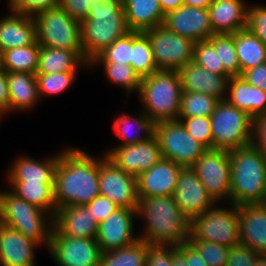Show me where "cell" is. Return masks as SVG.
<instances>
[{"label":"cell","instance_id":"cell-1","mask_svg":"<svg viewBox=\"0 0 266 266\" xmlns=\"http://www.w3.org/2000/svg\"><path fill=\"white\" fill-rule=\"evenodd\" d=\"M98 195L99 158L71 146L59 152L54 180L56 209L86 205Z\"/></svg>","mask_w":266,"mask_h":266},{"label":"cell","instance_id":"cell-2","mask_svg":"<svg viewBox=\"0 0 266 266\" xmlns=\"http://www.w3.org/2000/svg\"><path fill=\"white\" fill-rule=\"evenodd\" d=\"M136 212L145 220L139 238L150 246L178 247L188 243L190 220L181 212L174 196L139 198Z\"/></svg>","mask_w":266,"mask_h":266},{"label":"cell","instance_id":"cell-3","mask_svg":"<svg viewBox=\"0 0 266 266\" xmlns=\"http://www.w3.org/2000/svg\"><path fill=\"white\" fill-rule=\"evenodd\" d=\"M129 31L122 0H93L87 18L81 22L84 61L89 65Z\"/></svg>","mask_w":266,"mask_h":266},{"label":"cell","instance_id":"cell-4","mask_svg":"<svg viewBox=\"0 0 266 266\" xmlns=\"http://www.w3.org/2000/svg\"><path fill=\"white\" fill-rule=\"evenodd\" d=\"M230 204L266 203V158L252 144L229 150Z\"/></svg>","mask_w":266,"mask_h":266},{"label":"cell","instance_id":"cell-5","mask_svg":"<svg viewBox=\"0 0 266 266\" xmlns=\"http://www.w3.org/2000/svg\"><path fill=\"white\" fill-rule=\"evenodd\" d=\"M182 94L178 71L158 70L141 79L138 97L142 110L155 124L178 120Z\"/></svg>","mask_w":266,"mask_h":266},{"label":"cell","instance_id":"cell-6","mask_svg":"<svg viewBox=\"0 0 266 266\" xmlns=\"http://www.w3.org/2000/svg\"><path fill=\"white\" fill-rule=\"evenodd\" d=\"M0 223L21 232L47 249L54 229V216L36 205L18 198L10 190H2Z\"/></svg>","mask_w":266,"mask_h":266},{"label":"cell","instance_id":"cell-7","mask_svg":"<svg viewBox=\"0 0 266 266\" xmlns=\"http://www.w3.org/2000/svg\"><path fill=\"white\" fill-rule=\"evenodd\" d=\"M34 19L40 46L75 51L84 60L80 21L73 19L60 6L39 12Z\"/></svg>","mask_w":266,"mask_h":266},{"label":"cell","instance_id":"cell-8","mask_svg":"<svg viewBox=\"0 0 266 266\" xmlns=\"http://www.w3.org/2000/svg\"><path fill=\"white\" fill-rule=\"evenodd\" d=\"M213 149L231 150L251 144L253 118L226 100L210 116Z\"/></svg>","mask_w":266,"mask_h":266},{"label":"cell","instance_id":"cell-9","mask_svg":"<svg viewBox=\"0 0 266 266\" xmlns=\"http://www.w3.org/2000/svg\"><path fill=\"white\" fill-rule=\"evenodd\" d=\"M229 206L220 208L214 205L193 217L189 240H205L230 248L239 244L238 206Z\"/></svg>","mask_w":266,"mask_h":266},{"label":"cell","instance_id":"cell-10","mask_svg":"<svg viewBox=\"0 0 266 266\" xmlns=\"http://www.w3.org/2000/svg\"><path fill=\"white\" fill-rule=\"evenodd\" d=\"M162 157L182 167H192L208 150L195 140L179 120L155 124V134Z\"/></svg>","mask_w":266,"mask_h":266},{"label":"cell","instance_id":"cell-11","mask_svg":"<svg viewBox=\"0 0 266 266\" xmlns=\"http://www.w3.org/2000/svg\"><path fill=\"white\" fill-rule=\"evenodd\" d=\"M151 44L158 70L178 71L193 61L195 41L160 25L144 32Z\"/></svg>","mask_w":266,"mask_h":266},{"label":"cell","instance_id":"cell-12","mask_svg":"<svg viewBox=\"0 0 266 266\" xmlns=\"http://www.w3.org/2000/svg\"><path fill=\"white\" fill-rule=\"evenodd\" d=\"M192 168L217 204L223 198L230 204L231 161L229 150L208 149Z\"/></svg>","mask_w":266,"mask_h":266},{"label":"cell","instance_id":"cell-13","mask_svg":"<svg viewBox=\"0 0 266 266\" xmlns=\"http://www.w3.org/2000/svg\"><path fill=\"white\" fill-rule=\"evenodd\" d=\"M99 189L100 195L109 198L118 207L137 210V177L125 173L104 153L99 158Z\"/></svg>","mask_w":266,"mask_h":266},{"label":"cell","instance_id":"cell-14","mask_svg":"<svg viewBox=\"0 0 266 266\" xmlns=\"http://www.w3.org/2000/svg\"><path fill=\"white\" fill-rule=\"evenodd\" d=\"M48 252L58 266H100L102 253L96 239L63 236L55 229Z\"/></svg>","mask_w":266,"mask_h":266},{"label":"cell","instance_id":"cell-15","mask_svg":"<svg viewBox=\"0 0 266 266\" xmlns=\"http://www.w3.org/2000/svg\"><path fill=\"white\" fill-rule=\"evenodd\" d=\"M104 154L125 173L136 177L150 169L162 158L159 142L155 135L136 144L114 146Z\"/></svg>","mask_w":266,"mask_h":266},{"label":"cell","instance_id":"cell-16","mask_svg":"<svg viewBox=\"0 0 266 266\" xmlns=\"http://www.w3.org/2000/svg\"><path fill=\"white\" fill-rule=\"evenodd\" d=\"M137 212L134 209L118 208L98 225L96 241L102 252L120 249L139 240L134 235Z\"/></svg>","mask_w":266,"mask_h":266},{"label":"cell","instance_id":"cell-17","mask_svg":"<svg viewBox=\"0 0 266 266\" xmlns=\"http://www.w3.org/2000/svg\"><path fill=\"white\" fill-rule=\"evenodd\" d=\"M173 196L181 212L189 220L217 204L192 167H182Z\"/></svg>","mask_w":266,"mask_h":266},{"label":"cell","instance_id":"cell-18","mask_svg":"<svg viewBox=\"0 0 266 266\" xmlns=\"http://www.w3.org/2000/svg\"><path fill=\"white\" fill-rule=\"evenodd\" d=\"M164 26L195 42L208 40L214 33L208 9L182 5L165 15Z\"/></svg>","mask_w":266,"mask_h":266},{"label":"cell","instance_id":"cell-19","mask_svg":"<svg viewBox=\"0 0 266 266\" xmlns=\"http://www.w3.org/2000/svg\"><path fill=\"white\" fill-rule=\"evenodd\" d=\"M182 166L161 158L137 177L138 197L173 196Z\"/></svg>","mask_w":266,"mask_h":266},{"label":"cell","instance_id":"cell-20","mask_svg":"<svg viewBox=\"0 0 266 266\" xmlns=\"http://www.w3.org/2000/svg\"><path fill=\"white\" fill-rule=\"evenodd\" d=\"M239 242L266 254V203L238 205Z\"/></svg>","mask_w":266,"mask_h":266},{"label":"cell","instance_id":"cell-21","mask_svg":"<svg viewBox=\"0 0 266 266\" xmlns=\"http://www.w3.org/2000/svg\"><path fill=\"white\" fill-rule=\"evenodd\" d=\"M182 92L204 93L219 101L225 100L231 76L217 75L195 62H189L178 70Z\"/></svg>","mask_w":266,"mask_h":266},{"label":"cell","instance_id":"cell-22","mask_svg":"<svg viewBox=\"0 0 266 266\" xmlns=\"http://www.w3.org/2000/svg\"><path fill=\"white\" fill-rule=\"evenodd\" d=\"M38 246L21 232L0 223V266H36Z\"/></svg>","mask_w":266,"mask_h":266},{"label":"cell","instance_id":"cell-23","mask_svg":"<svg viewBox=\"0 0 266 266\" xmlns=\"http://www.w3.org/2000/svg\"><path fill=\"white\" fill-rule=\"evenodd\" d=\"M98 223L86 205L67 206L57 209L54 229L63 236L96 239Z\"/></svg>","mask_w":266,"mask_h":266},{"label":"cell","instance_id":"cell-24","mask_svg":"<svg viewBox=\"0 0 266 266\" xmlns=\"http://www.w3.org/2000/svg\"><path fill=\"white\" fill-rule=\"evenodd\" d=\"M59 153L43 161L29 156H19L8 168V182L54 183Z\"/></svg>","mask_w":266,"mask_h":266},{"label":"cell","instance_id":"cell-25","mask_svg":"<svg viewBox=\"0 0 266 266\" xmlns=\"http://www.w3.org/2000/svg\"><path fill=\"white\" fill-rule=\"evenodd\" d=\"M248 3L245 0H213L208 7L214 34H234L245 29Z\"/></svg>","mask_w":266,"mask_h":266},{"label":"cell","instance_id":"cell-26","mask_svg":"<svg viewBox=\"0 0 266 266\" xmlns=\"http://www.w3.org/2000/svg\"><path fill=\"white\" fill-rule=\"evenodd\" d=\"M9 11L0 19V54L11 48L31 45L37 40L34 16Z\"/></svg>","mask_w":266,"mask_h":266},{"label":"cell","instance_id":"cell-27","mask_svg":"<svg viewBox=\"0 0 266 266\" xmlns=\"http://www.w3.org/2000/svg\"><path fill=\"white\" fill-rule=\"evenodd\" d=\"M225 100L253 119L266 114V92L253 87L242 76H231Z\"/></svg>","mask_w":266,"mask_h":266},{"label":"cell","instance_id":"cell-28","mask_svg":"<svg viewBox=\"0 0 266 266\" xmlns=\"http://www.w3.org/2000/svg\"><path fill=\"white\" fill-rule=\"evenodd\" d=\"M9 89V112L29 111L39 104L40 97L36 74L7 72Z\"/></svg>","mask_w":266,"mask_h":266},{"label":"cell","instance_id":"cell-29","mask_svg":"<svg viewBox=\"0 0 266 266\" xmlns=\"http://www.w3.org/2000/svg\"><path fill=\"white\" fill-rule=\"evenodd\" d=\"M130 31L145 32L164 25L165 14L159 0H122Z\"/></svg>","mask_w":266,"mask_h":266},{"label":"cell","instance_id":"cell-30","mask_svg":"<svg viewBox=\"0 0 266 266\" xmlns=\"http://www.w3.org/2000/svg\"><path fill=\"white\" fill-rule=\"evenodd\" d=\"M87 66L89 65L75 51L40 46L36 74L78 72L79 68Z\"/></svg>","mask_w":266,"mask_h":266},{"label":"cell","instance_id":"cell-31","mask_svg":"<svg viewBox=\"0 0 266 266\" xmlns=\"http://www.w3.org/2000/svg\"><path fill=\"white\" fill-rule=\"evenodd\" d=\"M141 113L136 114V116H130L125 113L114 119L113 129L115 135L119 136L123 141L117 146L136 144L154 136L155 123L143 111ZM133 127L136 130H133Z\"/></svg>","mask_w":266,"mask_h":266},{"label":"cell","instance_id":"cell-32","mask_svg":"<svg viewBox=\"0 0 266 266\" xmlns=\"http://www.w3.org/2000/svg\"><path fill=\"white\" fill-rule=\"evenodd\" d=\"M240 76L251 68L266 63L265 44L247 28L234 33Z\"/></svg>","mask_w":266,"mask_h":266},{"label":"cell","instance_id":"cell-33","mask_svg":"<svg viewBox=\"0 0 266 266\" xmlns=\"http://www.w3.org/2000/svg\"><path fill=\"white\" fill-rule=\"evenodd\" d=\"M9 190L23 199L55 216L54 183L7 182ZM11 186V187H10Z\"/></svg>","mask_w":266,"mask_h":266},{"label":"cell","instance_id":"cell-34","mask_svg":"<svg viewBox=\"0 0 266 266\" xmlns=\"http://www.w3.org/2000/svg\"><path fill=\"white\" fill-rule=\"evenodd\" d=\"M40 45L37 40L22 47L8 49L1 53L0 66L6 72L37 73Z\"/></svg>","mask_w":266,"mask_h":266},{"label":"cell","instance_id":"cell-35","mask_svg":"<svg viewBox=\"0 0 266 266\" xmlns=\"http://www.w3.org/2000/svg\"><path fill=\"white\" fill-rule=\"evenodd\" d=\"M149 246L139 239L126 247L102 252L100 266H145Z\"/></svg>","mask_w":266,"mask_h":266},{"label":"cell","instance_id":"cell-36","mask_svg":"<svg viewBox=\"0 0 266 266\" xmlns=\"http://www.w3.org/2000/svg\"><path fill=\"white\" fill-rule=\"evenodd\" d=\"M130 66L143 79L158 71L152 47L144 32L132 31V59Z\"/></svg>","mask_w":266,"mask_h":266},{"label":"cell","instance_id":"cell-37","mask_svg":"<svg viewBox=\"0 0 266 266\" xmlns=\"http://www.w3.org/2000/svg\"><path fill=\"white\" fill-rule=\"evenodd\" d=\"M95 65H101L108 81L124 89L127 93L126 96L129 97L132 91L136 94L138 93L141 84V78L130 65L121 63H89L88 67L91 68L92 66L94 68Z\"/></svg>","mask_w":266,"mask_h":266},{"label":"cell","instance_id":"cell-38","mask_svg":"<svg viewBox=\"0 0 266 266\" xmlns=\"http://www.w3.org/2000/svg\"><path fill=\"white\" fill-rule=\"evenodd\" d=\"M218 99L196 92H182L179 117H210Z\"/></svg>","mask_w":266,"mask_h":266},{"label":"cell","instance_id":"cell-39","mask_svg":"<svg viewBox=\"0 0 266 266\" xmlns=\"http://www.w3.org/2000/svg\"><path fill=\"white\" fill-rule=\"evenodd\" d=\"M219 52L220 64L231 76H240L234 34H213L208 39Z\"/></svg>","mask_w":266,"mask_h":266},{"label":"cell","instance_id":"cell-40","mask_svg":"<svg viewBox=\"0 0 266 266\" xmlns=\"http://www.w3.org/2000/svg\"><path fill=\"white\" fill-rule=\"evenodd\" d=\"M132 59V31L114 41L89 63H118L130 65Z\"/></svg>","mask_w":266,"mask_h":266},{"label":"cell","instance_id":"cell-41","mask_svg":"<svg viewBox=\"0 0 266 266\" xmlns=\"http://www.w3.org/2000/svg\"><path fill=\"white\" fill-rule=\"evenodd\" d=\"M77 72H55L53 74H36L40 99L46 95L64 93L77 78Z\"/></svg>","mask_w":266,"mask_h":266},{"label":"cell","instance_id":"cell-42","mask_svg":"<svg viewBox=\"0 0 266 266\" xmlns=\"http://www.w3.org/2000/svg\"><path fill=\"white\" fill-rule=\"evenodd\" d=\"M193 62L214 74L231 76L220 64L219 52L209 40L195 43Z\"/></svg>","mask_w":266,"mask_h":266},{"label":"cell","instance_id":"cell-43","mask_svg":"<svg viewBox=\"0 0 266 266\" xmlns=\"http://www.w3.org/2000/svg\"><path fill=\"white\" fill-rule=\"evenodd\" d=\"M208 266H226L230 247L205 240H188Z\"/></svg>","mask_w":266,"mask_h":266},{"label":"cell","instance_id":"cell-44","mask_svg":"<svg viewBox=\"0 0 266 266\" xmlns=\"http://www.w3.org/2000/svg\"><path fill=\"white\" fill-rule=\"evenodd\" d=\"M185 130L207 149H213L210 117H178Z\"/></svg>","mask_w":266,"mask_h":266},{"label":"cell","instance_id":"cell-45","mask_svg":"<svg viewBox=\"0 0 266 266\" xmlns=\"http://www.w3.org/2000/svg\"><path fill=\"white\" fill-rule=\"evenodd\" d=\"M246 28L255 34L266 46V6L248 5Z\"/></svg>","mask_w":266,"mask_h":266},{"label":"cell","instance_id":"cell-46","mask_svg":"<svg viewBox=\"0 0 266 266\" xmlns=\"http://www.w3.org/2000/svg\"><path fill=\"white\" fill-rule=\"evenodd\" d=\"M7 5L15 13L35 16L41 11L59 7L60 0H12Z\"/></svg>","mask_w":266,"mask_h":266},{"label":"cell","instance_id":"cell-47","mask_svg":"<svg viewBox=\"0 0 266 266\" xmlns=\"http://www.w3.org/2000/svg\"><path fill=\"white\" fill-rule=\"evenodd\" d=\"M257 255L249 246L239 243L230 248L226 266H255Z\"/></svg>","mask_w":266,"mask_h":266},{"label":"cell","instance_id":"cell-48","mask_svg":"<svg viewBox=\"0 0 266 266\" xmlns=\"http://www.w3.org/2000/svg\"><path fill=\"white\" fill-rule=\"evenodd\" d=\"M86 206L91 210V214L98 224L120 208L103 195H98L90 203L86 204Z\"/></svg>","mask_w":266,"mask_h":266},{"label":"cell","instance_id":"cell-49","mask_svg":"<svg viewBox=\"0 0 266 266\" xmlns=\"http://www.w3.org/2000/svg\"><path fill=\"white\" fill-rule=\"evenodd\" d=\"M145 266H172V246H149Z\"/></svg>","mask_w":266,"mask_h":266},{"label":"cell","instance_id":"cell-50","mask_svg":"<svg viewBox=\"0 0 266 266\" xmlns=\"http://www.w3.org/2000/svg\"><path fill=\"white\" fill-rule=\"evenodd\" d=\"M93 0H60V7L73 19L82 22L90 12Z\"/></svg>","mask_w":266,"mask_h":266},{"label":"cell","instance_id":"cell-51","mask_svg":"<svg viewBox=\"0 0 266 266\" xmlns=\"http://www.w3.org/2000/svg\"><path fill=\"white\" fill-rule=\"evenodd\" d=\"M251 144L266 158V114L253 119Z\"/></svg>","mask_w":266,"mask_h":266},{"label":"cell","instance_id":"cell-52","mask_svg":"<svg viewBox=\"0 0 266 266\" xmlns=\"http://www.w3.org/2000/svg\"><path fill=\"white\" fill-rule=\"evenodd\" d=\"M241 76L253 87L266 92V63L246 70Z\"/></svg>","mask_w":266,"mask_h":266},{"label":"cell","instance_id":"cell-53","mask_svg":"<svg viewBox=\"0 0 266 266\" xmlns=\"http://www.w3.org/2000/svg\"><path fill=\"white\" fill-rule=\"evenodd\" d=\"M177 249L184 255L187 266H208L206 261L189 242L178 246Z\"/></svg>","mask_w":266,"mask_h":266},{"label":"cell","instance_id":"cell-54","mask_svg":"<svg viewBox=\"0 0 266 266\" xmlns=\"http://www.w3.org/2000/svg\"><path fill=\"white\" fill-rule=\"evenodd\" d=\"M9 104L7 72L0 66V113L3 116L9 114Z\"/></svg>","mask_w":266,"mask_h":266},{"label":"cell","instance_id":"cell-55","mask_svg":"<svg viewBox=\"0 0 266 266\" xmlns=\"http://www.w3.org/2000/svg\"><path fill=\"white\" fill-rule=\"evenodd\" d=\"M162 11L166 15L172 10H176L183 5V0H159Z\"/></svg>","mask_w":266,"mask_h":266},{"label":"cell","instance_id":"cell-56","mask_svg":"<svg viewBox=\"0 0 266 266\" xmlns=\"http://www.w3.org/2000/svg\"><path fill=\"white\" fill-rule=\"evenodd\" d=\"M172 266H187L184 255L177 247H172Z\"/></svg>","mask_w":266,"mask_h":266},{"label":"cell","instance_id":"cell-57","mask_svg":"<svg viewBox=\"0 0 266 266\" xmlns=\"http://www.w3.org/2000/svg\"><path fill=\"white\" fill-rule=\"evenodd\" d=\"M212 2L213 0H183V5L208 9Z\"/></svg>","mask_w":266,"mask_h":266},{"label":"cell","instance_id":"cell-58","mask_svg":"<svg viewBox=\"0 0 266 266\" xmlns=\"http://www.w3.org/2000/svg\"><path fill=\"white\" fill-rule=\"evenodd\" d=\"M255 263V266H266V254H258Z\"/></svg>","mask_w":266,"mask_h":266},{"label":"cell","instance_id":"cell-59","mask_svg":"<svg viewBox=\"0 0 266 266\" xmlns=\"http://www.w3.org/2000/svg\"><path fill=\"white\" fill-rule=\"evenodd\" d=\"M2 118H4V116L0 113V120H2Z\"/></svg>","mask_w":266,"mask_h":266}]
</instances>
